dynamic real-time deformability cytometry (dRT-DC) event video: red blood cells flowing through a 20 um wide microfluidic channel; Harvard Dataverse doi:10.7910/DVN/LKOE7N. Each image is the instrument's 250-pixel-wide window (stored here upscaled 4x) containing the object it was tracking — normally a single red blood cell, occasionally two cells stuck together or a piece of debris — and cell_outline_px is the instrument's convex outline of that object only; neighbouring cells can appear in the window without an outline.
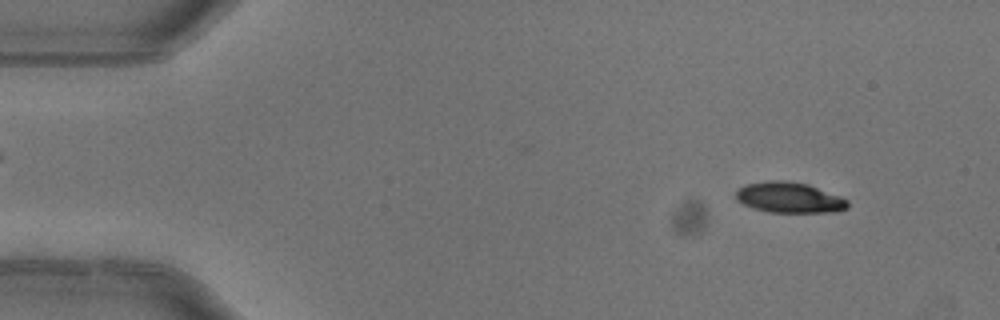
{"species": "common noctule bat (a hibernating species)", "species_latin": "Nyctalus noctula", "temperature_condition": "warm", "stored_images_in_passage": 6, "camera_frame_rate_fps": 3000, "um_per_image_px": 0.085, "animal": {"sex": "female"}, "frame": {"image": 1, "passage_image": 1, "time_ms": 0.0, "image_size_px": [1000, 320], "cell_outline_px": [[848, 208], [832, 212], [768, 212], [752, 208], [736, 200], [736, 192], [744, 184], [768, 180], [788, 180], [808, 184], [840, 196], [848, 200]], "centroid_in_image_um": [67.07, 16.78], "position_along_channel_um": 17.9, "area_um2": 20.06}}
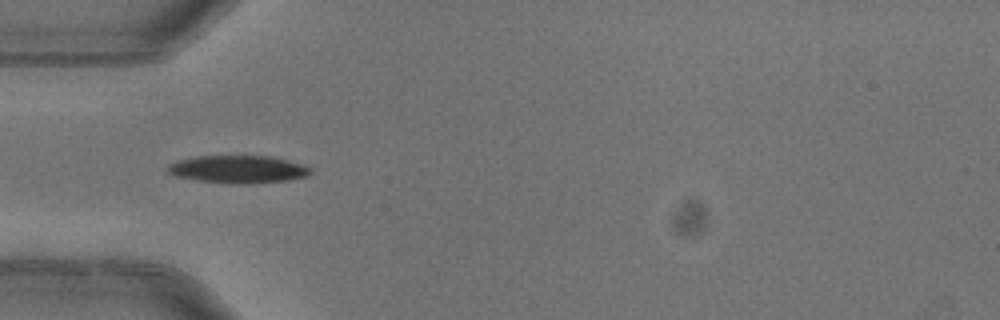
{"frame": {"image": 2, "passage_image": 4, "time_ms": 1.0, "image_size_px": [1000, 320], "cell_outline_px": [[312, 172], [308, 176], [288, 180], [252, 184], [236, 184], [196, 180], [172, 176], [168, 172], [168, 164], [176, 160], [196, 156], [268, 156], [288, 160], [312, 168]], "centroid_in_image_um": [20.22, 14.39], "position_along_channel_um": 64.8, "area_um2": 23.24}}